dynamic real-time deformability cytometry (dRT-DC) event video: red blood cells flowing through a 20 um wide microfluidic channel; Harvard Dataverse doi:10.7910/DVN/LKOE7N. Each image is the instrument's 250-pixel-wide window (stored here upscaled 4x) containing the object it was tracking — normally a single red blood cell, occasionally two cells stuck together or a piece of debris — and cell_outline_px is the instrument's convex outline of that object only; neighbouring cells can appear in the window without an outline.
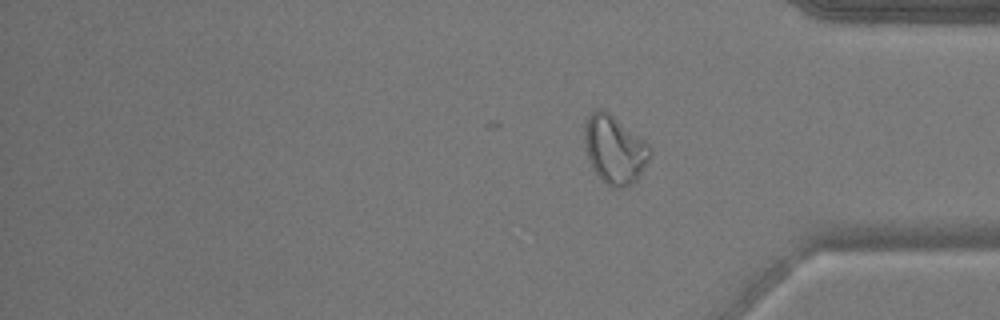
{"species": "common noctule bat (a hibernating species)", "species_latin": "Nyctalus noctula", "temperature_condition": "warm", "stored_images_in_passage": 41, "camera_frame_rate_fps": 3000, "um_per_image_px": 0.085, "animal": {"sex": "male", "body_mass_g": 17.9}, "frame": {"image": 1, "passage_image": 41, "time_ms": 13.333, "image_size_px": [1000, 320], "cell_outline_px": [[652, 152], [636, 180], [632, 184], [620, 188], [612, 188], [592, 168], [588, 160], [584, 140], [584, 128], [588, 116], [596, 108], [600, 108], [608, 112], [648, 144], [652, 148]], "centroid_in_image_um": [52.21, 12.7], "position_along_channel_um": 383.0, "area_um2": 25.55}}